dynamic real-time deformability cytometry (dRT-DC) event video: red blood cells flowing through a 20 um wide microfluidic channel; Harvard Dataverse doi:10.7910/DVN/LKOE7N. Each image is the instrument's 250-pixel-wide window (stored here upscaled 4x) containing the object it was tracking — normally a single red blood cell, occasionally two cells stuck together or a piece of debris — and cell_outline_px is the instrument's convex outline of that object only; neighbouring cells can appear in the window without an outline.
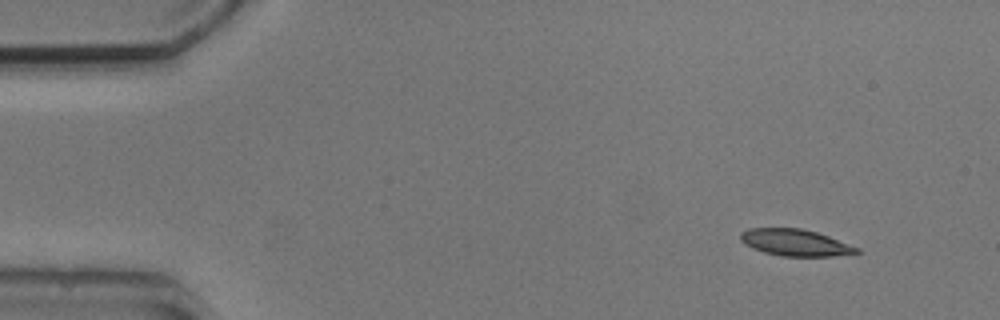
{"species": "common noctule bat (a hibernating species)", "species_latin": "Nyctalus noctula", "temperature_condition": "cold", "stored_images_in_passage": 3, "camera_frame_rate_fps": 3000, "um_per_image_px": 0.085, "animal": {"sex": "male", "body_mass_g": 20.5, "forearm_length_mm": 52.5}, "frame": {"image": 1, "passage_image": 1, "time_ms": 0.0, "image_size_px": [1000, 320], "cell_outline_px": [[860, 252], [832, 256], [780, 256], [764, 252], [752, 248], [744, 244], [740, 240], [740, 232], [748, 228], [800, 228], [816, 232], [828, 236], [860, 248]], "centroid_in_image_um": [67.55, 20.62], "position_along_channel_um": 17.4, "area_um2": 18.03}}
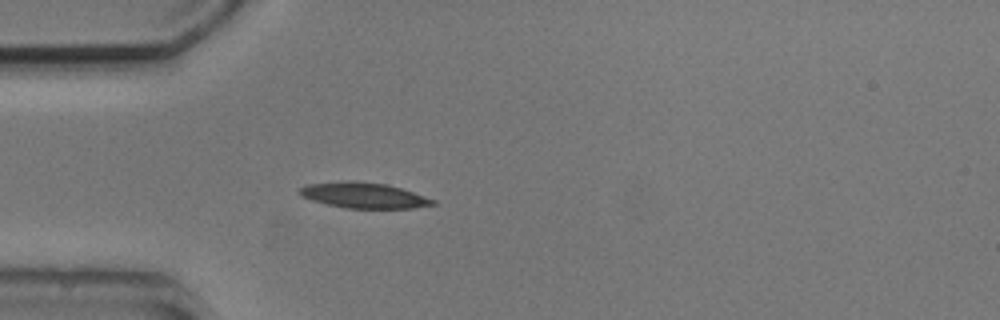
{"frame": {"image": 2, "passage_image": 3, "time_ms": 3.333, "image_size_px": [1000, 320], "cell_outline_px": [[436, 204], [412, 208], [344, 208], [312, 200], [300, 196], [296, 192], [300, 188], [308, 184], [344, 180], [356, 180], [388, 184], [436, 200]], "centroid_in_image_um": [30.88, 16.59], "position_along_channel_um": 54.1, "area_um2": 20.0}}